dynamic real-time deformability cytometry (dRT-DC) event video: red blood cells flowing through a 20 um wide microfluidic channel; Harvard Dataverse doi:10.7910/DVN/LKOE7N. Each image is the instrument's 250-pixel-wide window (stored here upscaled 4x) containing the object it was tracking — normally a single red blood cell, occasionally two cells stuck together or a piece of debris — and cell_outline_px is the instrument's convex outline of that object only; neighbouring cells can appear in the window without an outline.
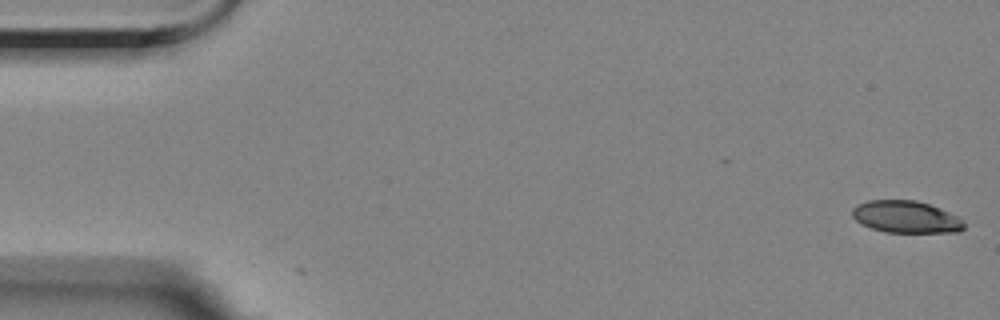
{"species": "Egyptian fruit bat (a non-hibernating species)", "species_latin": "Rousettus aegyptiacus", "temperature_condition": "room temperature", "stored_images_in_passage": 2, "camera_frame_rate_fps": 3000, "um_per_image_px": 0.085, "animal": {"sex": "female"}, "frame": {"image": 1, "passage_image": 2, "time_ms": 0.333, "image_size_px": [1000, 320], "cell_outline_px": [[964, 228], [960, 232], [884, 232], [872, 228], [856, 220], [852, 216], [852, 208], [856, 204], [868, 200], [916, 200], [940, 208], [956, 216], [964, 224]], "centroid_in_image_um": [76.98, 18.43], "position_along_channel_um": 8.0, "area_um2": 20.75}}